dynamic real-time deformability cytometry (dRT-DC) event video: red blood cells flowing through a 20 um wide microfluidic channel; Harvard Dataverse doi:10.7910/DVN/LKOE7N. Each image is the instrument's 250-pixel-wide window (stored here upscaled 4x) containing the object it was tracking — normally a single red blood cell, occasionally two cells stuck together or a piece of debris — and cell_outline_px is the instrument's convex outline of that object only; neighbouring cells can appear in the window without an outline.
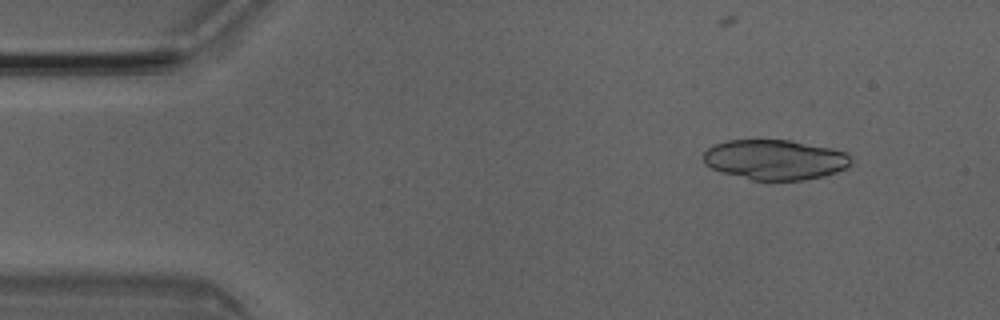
{"species": "Egyptian fruit bat (a non-hibernating species)", "species_latin": "Rousettus aegyptiacus", "temperature_condition": "room temperature", "stored_images_in_passage": 13, "camera_frame_rate_fps": 3000, "um_per_image_px": 0.085, "animal": {"sex": "male"}, "frame": {"image": 1, "passage_image": 2, "time_ms": 0.333, "image_size_px": [1000, 320], "cell_outline_px": [[852, 160], [844, 168], [836, 172], [804, 180], [752, 180], [720, 172], [704, 164], [704, 152], [708, 148], [716, 144], [728, 140], [792, 140], [832, 148], [848, 152]], "centroid_in_image_um": [65.87, 13.56], "position_along_channel_um": 19.1, "area_um2": 34.45}}